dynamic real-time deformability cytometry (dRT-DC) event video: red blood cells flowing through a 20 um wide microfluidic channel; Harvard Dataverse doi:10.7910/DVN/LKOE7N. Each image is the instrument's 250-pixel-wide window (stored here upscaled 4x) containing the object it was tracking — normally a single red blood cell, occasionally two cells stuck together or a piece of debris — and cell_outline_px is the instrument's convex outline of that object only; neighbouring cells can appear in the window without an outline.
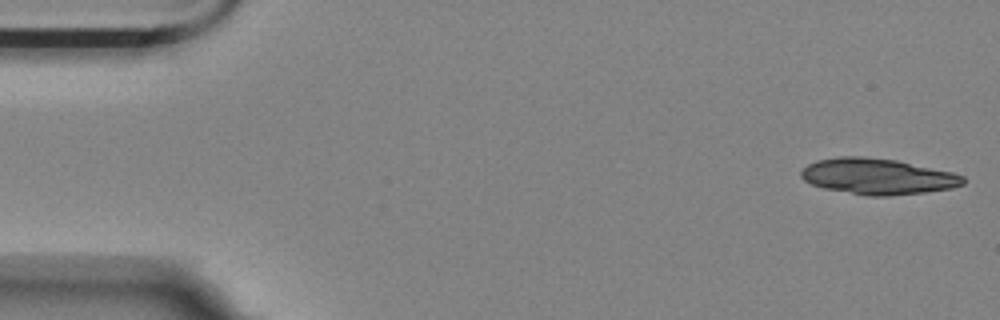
{"species": "Egyptian fruit bat (a non-hibernating species)", "species_latin": "Rousettus aegyptiacus", "temperature_condition": "room temperature", "stored_images_in_passage": 54, "camera_frame_rate_fps": 3000, "um_per_image_px": 0.085, "animal": {"sex": "female"}, "frame": {"image": 1, "passage_image": 1, "time_ms": 0.0, "image_size_px": [1000, 320], "cell_outline_px": [[964, 184], [952, 188], [924, 192], [888, 196], [864, 196], [824, 188], [812, 184], [804, 180], [800, 176], [800, 172], [808, 164], [816, 160], [836, 156], [864, 156], [896, 160], [952, 172], [964, 176]], "centroid_in_image_um": [74.57, 14.99], "position_along_channel_um": 10.4, "area_um2": 34.04}}
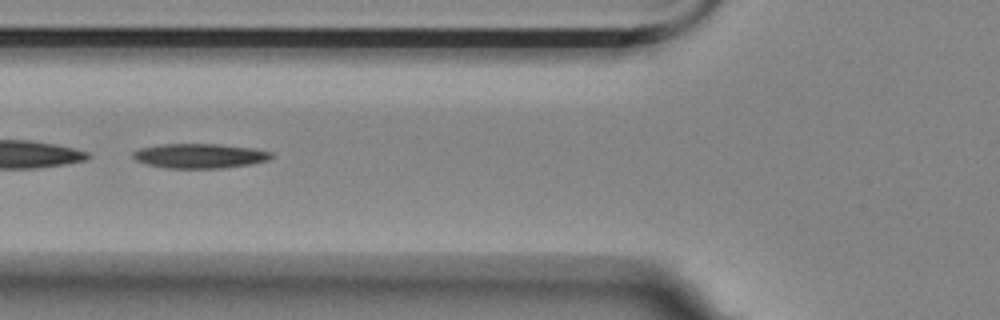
{"frame": {"image": 2, "passage_image": 20, "time_ms": 6.333, "image_size_px": [1000, 320], "cell_outline_px": [[276, 156], [268, 160], [252, 164], [224, 168], [164, 168], [148, 164], [136, 160], [132, 156], [132, 152], [140, 148], [164, 144], [216, 144], [252, 148], [272, 152]], "centroid_in_image_um": [17.01, 13.25], "position_along_channel_um": 108.8, "area_um2": 19.88}}
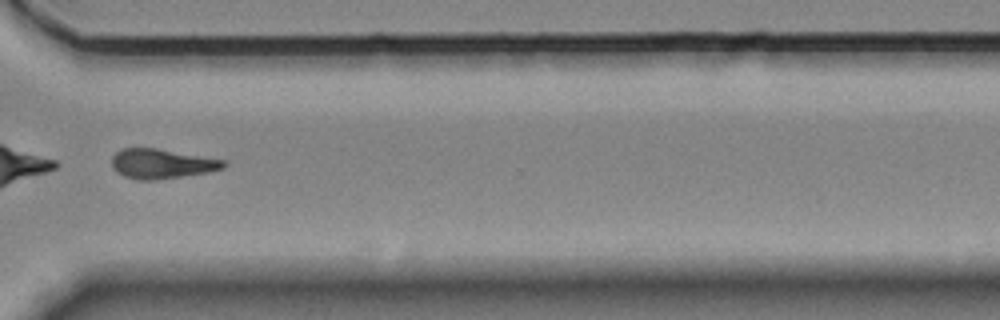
{"frame": {"image": 3, "passage_image": 41, "time_ms": 13.333, "image_size_px": [1000, 320], "cell_outline_px": [[228, 164], [224, 168], [208, 172], [152, 180], [136, 180], [124, 176], [116, 172], [112, 168], [112, 156], [120, 148], [156, 148], [224, 160]], "centroid_in_image_um": [13.7, 13.91], "position_along_channel_um": 356.9, "area_um2": 19.25}}